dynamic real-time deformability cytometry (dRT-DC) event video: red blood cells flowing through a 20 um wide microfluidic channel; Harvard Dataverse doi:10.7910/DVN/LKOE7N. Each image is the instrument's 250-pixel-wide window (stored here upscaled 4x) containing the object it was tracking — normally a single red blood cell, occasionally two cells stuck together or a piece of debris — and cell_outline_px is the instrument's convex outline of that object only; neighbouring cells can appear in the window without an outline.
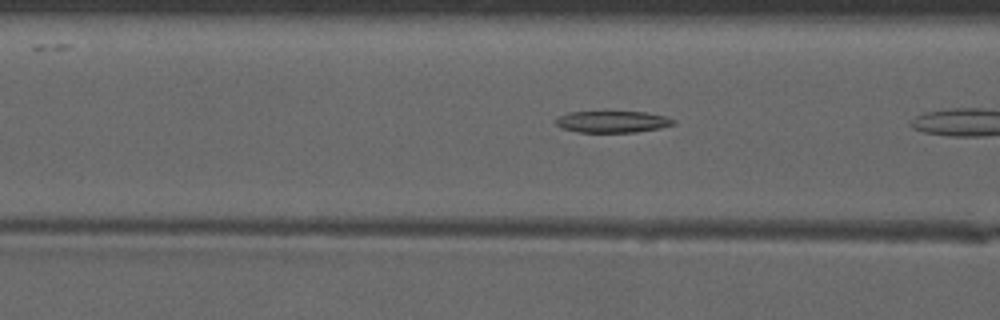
{"species": "common noctule bat (a hibernating species)", "species_latin": "Nyctalus noctula", "temperature_condition": "warm", "stored_images_in_passage": 9, "camera_frame_rate_fps": 3000, "um_per_image_px": 0.085, "animal": {"sex": "male", "forearm_length_mm": 52.5}, "frame": {"image": 1, "passage_image": 8, "time_ms": 2.333, "image_size_px": [1000, 320], "cell_outline_px": [[676, 124], [660, 128], [636, 132], [576, 132], [564, 128], [556, 124], [556, 120], [560, 116], [568, 112], [644, 112], [664, 116], [676, 120]], "centroid_in_image_um": [52.1, 10.35], "position_along_channel_um": 114.5, "area_um2": 14.68}}